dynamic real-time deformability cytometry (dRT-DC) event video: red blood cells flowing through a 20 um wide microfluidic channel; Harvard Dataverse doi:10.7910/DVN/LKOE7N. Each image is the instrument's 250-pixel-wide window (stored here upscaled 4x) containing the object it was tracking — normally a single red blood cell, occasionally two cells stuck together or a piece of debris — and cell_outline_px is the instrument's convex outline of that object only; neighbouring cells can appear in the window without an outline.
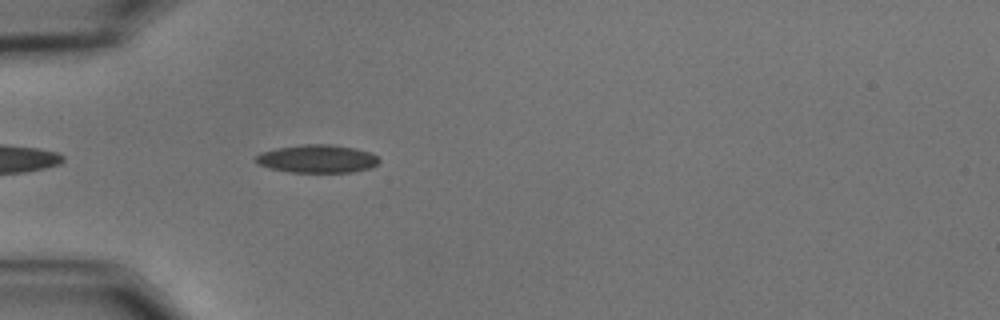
{"species": "common noctule bat (a hibernating species)", "species_latin": "Nyctalus noctula", "temperature_condition": "cold", "stored_images_in_passage": 7, "camera_frame_rate_fps": 3000, "um_per_image_px": 0.085, "animal": {"sex": "male", "body_mass_g": 15.6}, "frame": {"image": 1, "passage_image": 3, "time_ms": 0.667, "image_size_px": [1000, 320], "cell_outline_px": [[380, 160], [376, 164], [368, 168], [352, 172], [292, 172], [272, 168], [256, 164], [256, 156], [260, 152], [276, 148], [304, 144], [332, 144], [356, 148], [368, 152], [376, 156]], "centroid_in_image_um": [26.94, 13.48], "position_along_channel_um": 58.1, "area_um2": 20.0}}